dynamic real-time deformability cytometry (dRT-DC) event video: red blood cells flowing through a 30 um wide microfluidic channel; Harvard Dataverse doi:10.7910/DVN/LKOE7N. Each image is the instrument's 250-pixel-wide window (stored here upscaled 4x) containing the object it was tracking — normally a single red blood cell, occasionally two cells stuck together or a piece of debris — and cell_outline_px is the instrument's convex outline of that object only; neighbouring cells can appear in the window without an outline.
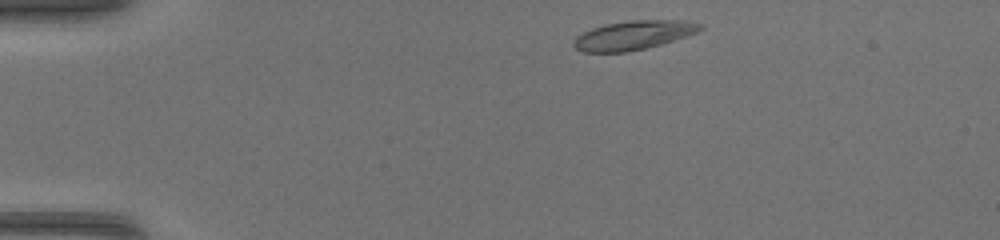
{"species": "common noctule bat (a hibernating species)", "species_latin": "Nyctalus noctula", "temperature_condition": "warm", "stored_images_in_passage": 38, "camera_frame_rate_fps": 3000, "um_per_image_px": 0.085, "animal": {"sex": "female", "body_mass_g": 17.0, "forearm_length_mm": 48.0}, "frame": {"image": 1, "passage_image": 1, "time_ms": 0.0, "image_size_px": [1000, 240], "cell_outline_px": [[704, 28], [696, 32], [660, 44], [628, 52], [584, 52], [576, 48], [572, 44], [572, 40], [576, 36], [592, 28], [604, 24], [632, 20], [680, 20], [704, 24]], "centroid_in_image_um": [53.81, 2.98], "position_along_channel_um": 31.2, "area_um2": 21.21}}
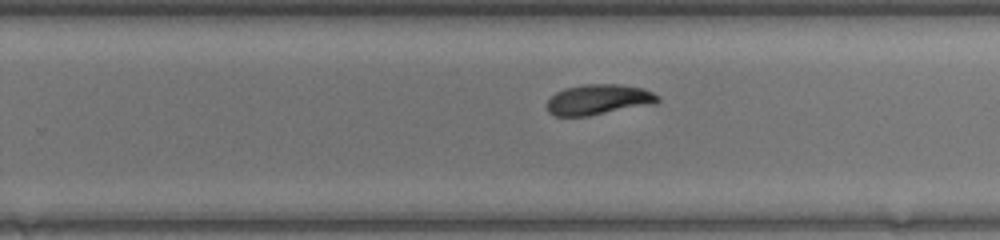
{"frame": {"image": 2, "passage_image": 22, "time_ms": 7.0, "image_size_px": [1000, 240], "cell_outline_px": [[660, 100], [656, 104], [588, 116], [556, 116], [548, 112], [548, 100], [556, 92], [564, 88], [584, 84], [620, 84], [644, 88], [660, 96]], "centroid_in_image_um": [50.92, 8.46], "position_along_channel_um": 278.9, "area_um2": 19.83}}
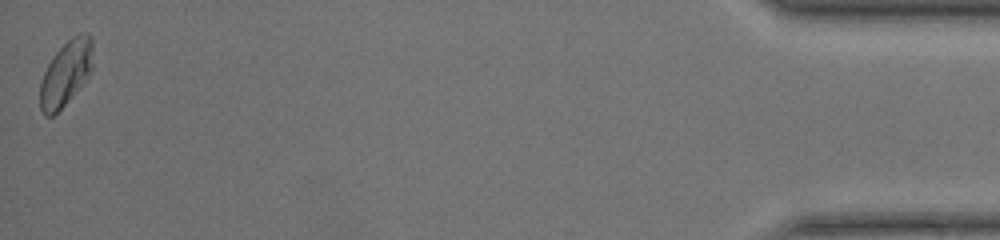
{"frame": {"image": 3, "passage_image": 38, "time_ms": 12.333, "image_size_px": [1000, 240], "cell_outline_px": [[92, 72], [84, 84], [52, 116], [44, 116], [40, 108], [40, 84], [44, 72], [52, 56], [72, 36], [80, 32], [88, 32], [92, 36]], "centroid_in_image_um": [5.62, 6.19], "position_along_channel_um": 429.6, "area_um2": 20.17}}